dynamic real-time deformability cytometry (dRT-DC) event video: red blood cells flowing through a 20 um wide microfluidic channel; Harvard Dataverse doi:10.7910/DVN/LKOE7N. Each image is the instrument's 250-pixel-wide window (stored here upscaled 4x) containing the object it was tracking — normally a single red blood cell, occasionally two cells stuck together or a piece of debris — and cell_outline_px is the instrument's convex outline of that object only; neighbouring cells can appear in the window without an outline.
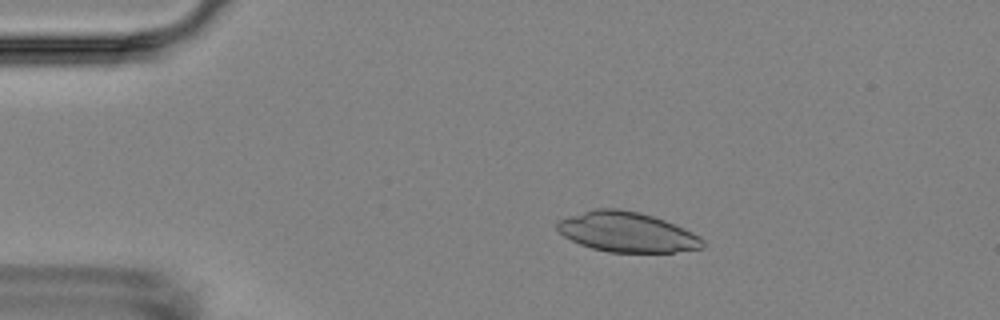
{"species": "Egyptian fruit bat (a non-hibernating species)", "species_latin": "Rousettus aegyptiacus", "temperature_condition": "room temperature", "stored_images_in_passage": 3, "camera_frame_rate_fps": 3000, "um_per_image_px": 0.085, "animal": {"sex": "female"}, "frame": {"image": 1, "passage_image": 2, "time_ms": 1.333, "image_size_px": [1000, 320], "cell_outline_px": [[704, 248], [672, 252], [608, 252], [592, 248], [580, 244], [564, 236], [556, 228], [556, 220], [568, 216], [596, 208], [620, 208], [640, 212], [664, 220], [684, 228], [700, 236], [704, 240]], "centroid_in_image_um": [53.28, 19.72], "position_along_channel_um": 31.7, "area_um2": 33.99}}